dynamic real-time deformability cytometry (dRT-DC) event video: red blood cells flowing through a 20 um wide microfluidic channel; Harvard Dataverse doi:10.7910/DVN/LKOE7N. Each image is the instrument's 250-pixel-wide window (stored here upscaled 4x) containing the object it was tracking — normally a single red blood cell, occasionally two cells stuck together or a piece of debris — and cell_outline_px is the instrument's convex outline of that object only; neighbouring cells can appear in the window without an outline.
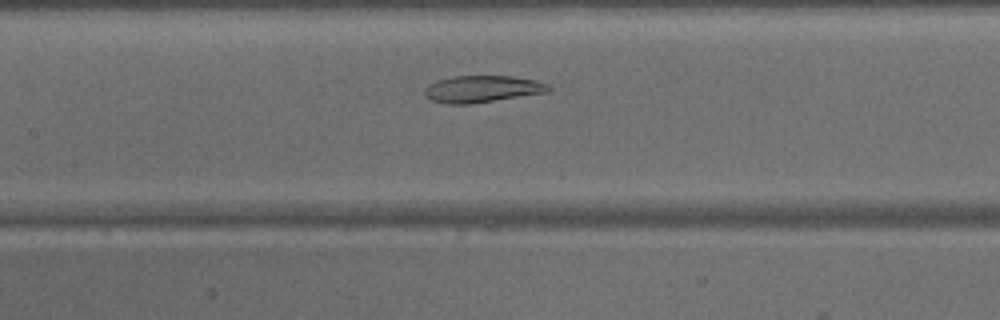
{"species": "common noctule bat (a hibernating species)", "species_latin": "Nyctalus noctula", "temperature_condition": "warm", "stored_images_in_passage": 29, "camera_frame_rate_fps": 3000, "um_per_image_px": 0.085, "animal": {"sex": "male", "body_mass_g": 15.6}, "frame": {"image": 1, "passage_image": 9, "time_ms": 2.667, "image_size_px": [1000, 320], "cell_outline_px": [[552, 88], [548, 92], [468, 104], [448, 104], [432, 100], [424, 92], [424, 88], [428, 84], [436, 80], [452, 76], [512, 76], [536, 80], [548, 84]], "centroid_in_image_um": [40.98, 7.55], "position_along_channel_um": 166.4, "area_um2": 19.31}}
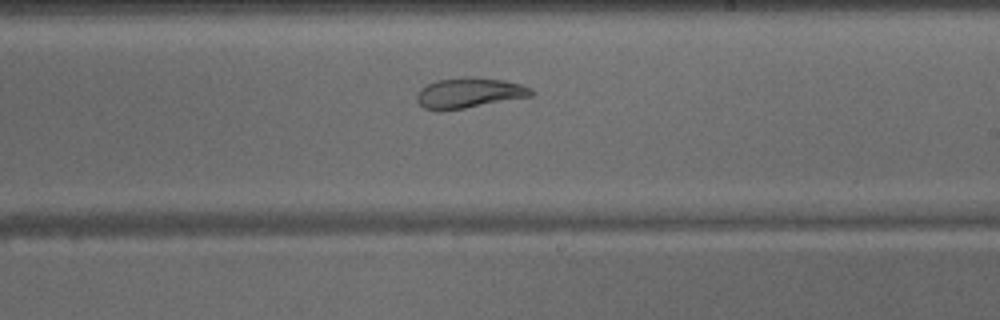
{"frame": {"image": 2, "passage_image": 15, "time_ms": 4.667, "image_size_px": [1000, 320], "cell_outline_px": [[536, 92], [532, 96], [464, 108], [424, 108], [416, 100], [416, 92], [420, 88], [436, 80], [464, 76], [476, 76], [504, 80], [520, 84], [532, 88]], "centroid_in_image_um": [39.92, 7.85], "position_along_channel_um": 249.1, "area_um2": 20.06}}
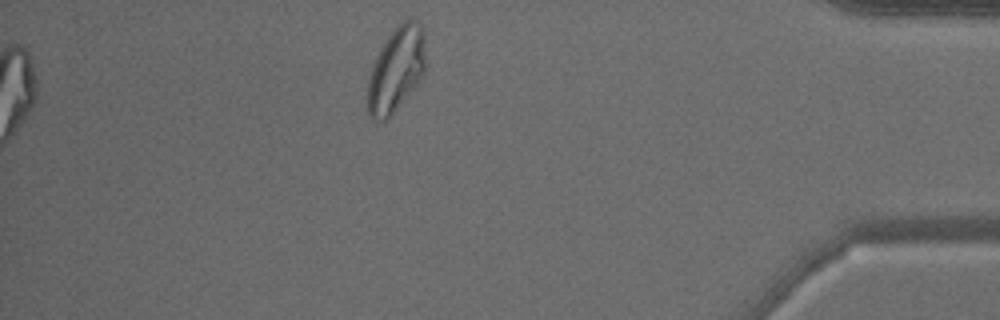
{"frame": {"image": 3, "passage_image": 29, "time_ms": 9.333, "image_size_px": [1000, 320], "cell_outline_px": [[424, 76], [388, 120], [384, 124], [376, 120], [368, 112], [368, 76], [372, 64], [380, 48], [388, 36], [408, 16], [412, 16], [420, 24], [424, 32]], "centroid_in_image_um": [33.68, 5.92], "position_along_channel_um": 401.5, "area_um2": 28.9}}